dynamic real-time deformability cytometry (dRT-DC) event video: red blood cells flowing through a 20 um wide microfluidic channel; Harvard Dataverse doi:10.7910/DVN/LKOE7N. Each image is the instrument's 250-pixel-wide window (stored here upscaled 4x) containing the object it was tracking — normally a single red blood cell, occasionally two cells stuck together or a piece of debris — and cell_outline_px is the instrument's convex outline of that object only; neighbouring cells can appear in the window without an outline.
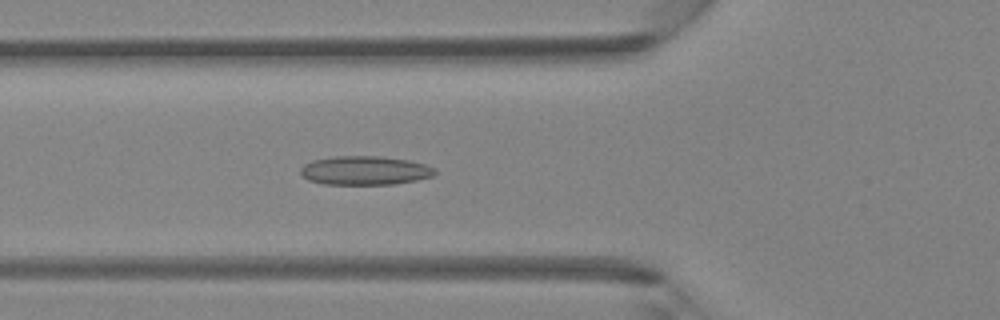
{"species": "Egyptian fruit bat (a non-hibernating species)", "species_latin": "Rousettus aegyptiacus", "temperature_condition": "room temperature", "stored_images_in_passage": 36, "camera_frame_rate_fps": 3000, "um_per_image_px": 0.085, "animal": {"sex": "female"}, "frame": {"image": 1, "passage_image": 6, "time_ms": 1.667, "image_size_px": [1000, 320], "cell_outline_px": [[436, 172], [432, 176], [416, 180], [392, 184], [324, 184], [308, 180], [300, 172], [300, 168], [304, 164], [312, 160], [336, 156], [380, 156], [408, 160], [424, 164], [436, 168]], "centroid_in_image_um": [31.0, 14.48], "position_along_channel_um": 94.8, "area_um2": 22.54}}
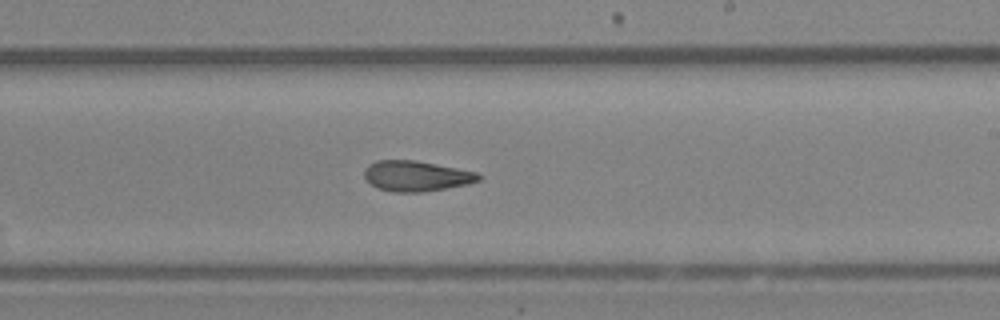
{"frame": {"image": 2, "passage_image": 17, "time_ms": 5.333, "image_size_px": [1000, 320], "cell_outline_px": [[480, 180], [468, 184], [420, 192], [392, 192], [376, 188], [364, 176], [364, 168], [368, 164], [376, 160], [416, 160], [476, 172], [480, 176]], "centroid_in_image_um": [35.33, 14.95], "position_along_channel_um": 253.7, "area_um2": 20.17}}
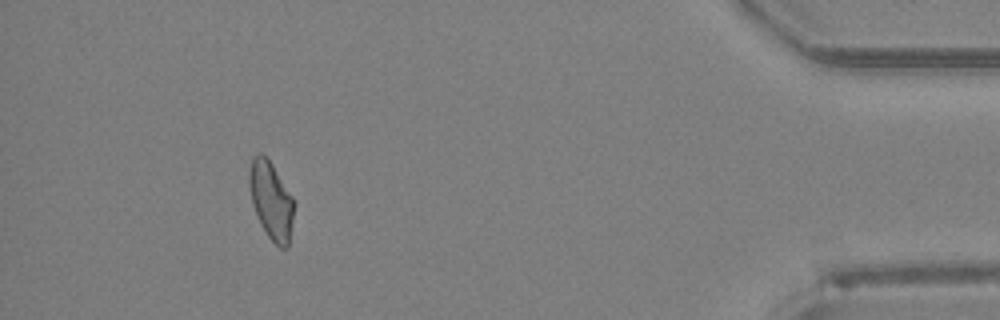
{"frame": {"image": 3, "passage_image": 32, "time_ms": 10.333, "image_size_px": [1000, 320], "cell_outline_px": [[292, 220], [288, 248], [280, 248], [268, 236], [260, 224], [252, 204], [248, 184], [248, 172], [252, 156], [260, 152], [272, 164], [292, 196]], "centroid_in_image_um": [23.0, 17.01], "position_along_channel_um": 412.2, "area_um2": 20.0}, "authors_computed_cell_mechanics": {"area_um2": 20.3745, "velocity_mm_per_s": 4.3497, "shape_relaxation_time_tau1_ms": null, "shape_relaxation_time_tau2_ms": 3.3144, "deformation_change_tau1": null, "deformation_change_tau2": 0.0999}}